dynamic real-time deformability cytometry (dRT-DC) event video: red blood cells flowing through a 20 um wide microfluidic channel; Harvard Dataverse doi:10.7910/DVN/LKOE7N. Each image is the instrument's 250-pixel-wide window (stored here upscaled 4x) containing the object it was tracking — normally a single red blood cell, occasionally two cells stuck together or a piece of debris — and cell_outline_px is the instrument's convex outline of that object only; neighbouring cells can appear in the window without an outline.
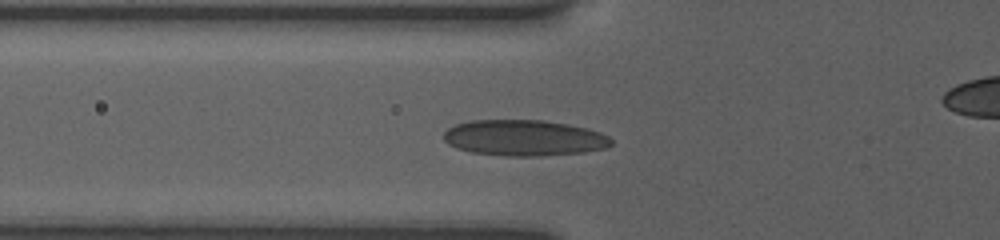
{"species": "human", "species_latin": "Homo sapiens", "temperature_condition": "room temperature", "stored_images_in_passage": 69, "camera_frame_rate_fps": 3000, "um_per_image_px": 0.085, "donor": {"sex": "female"}, "frame": {"image": 1, "passage_image": 3, "time_ms": 0.333, "image_size_px": [1000, 240], "cell_outline_px": [[612, 144], [608, 148], [584, 152], [540, 156], [504, 156], [472, 152], [456, 148], [448, 144], [444, 140], [444, 132], [448, 128], [456, 124], [472, 120], [544, 120], [568, 124], [588, 128], [600, 132], [608, 136], [612, 140]], "centroid_in_image_um": [44.57, 11.72], "position_along_channel_um": 81.2, "area_um2": 35.32}}
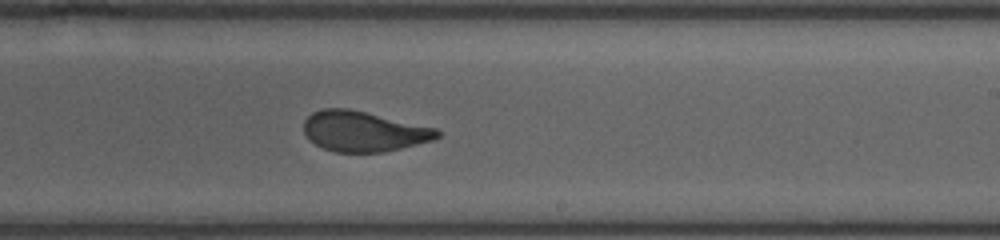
{"frame": {"image": 2, "passage_image": 30, "time_ms": 5.0, "image_size_px": [1000, 240], "cell_outline_px": [[440, 136], [432, 140], [384, 152], [336, 152], [324, 148], [308, 140], [304, 132], [304, 120], [312, 112], [324, 108], [348, 108], [436, 128], [440, 132]], "centroid_in_image_um": [30.87, 11.16], "position_along_channel_um": 258.1, "area_um2": 31.15}}
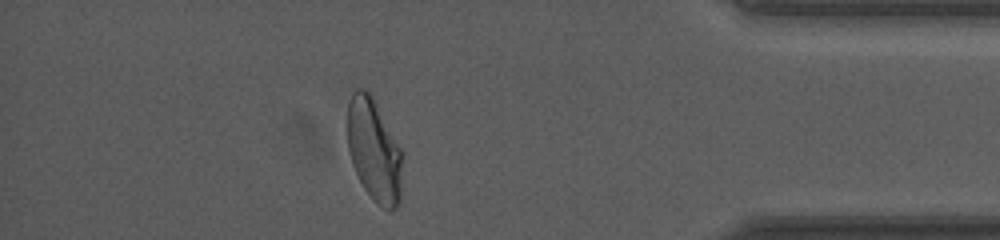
{"frame": {"image": 3, "passage_image": 56, "time_ms": 9.667, "image_size_px": [1000, 240], "cell_outline_px": [[404, 156], [400, 204], [396, 208], [384, 208], [376, 204], [372, 200], [364, 188], [352, 164], [348, 148], [348, 100], [352, 92], [356, 88], [364, 88], [372, 96], [404, 152]], "centroid_in_image_um": [31.83, 12.79], "position_along_channel_um": 403.4, "area_um2": 33.47}}